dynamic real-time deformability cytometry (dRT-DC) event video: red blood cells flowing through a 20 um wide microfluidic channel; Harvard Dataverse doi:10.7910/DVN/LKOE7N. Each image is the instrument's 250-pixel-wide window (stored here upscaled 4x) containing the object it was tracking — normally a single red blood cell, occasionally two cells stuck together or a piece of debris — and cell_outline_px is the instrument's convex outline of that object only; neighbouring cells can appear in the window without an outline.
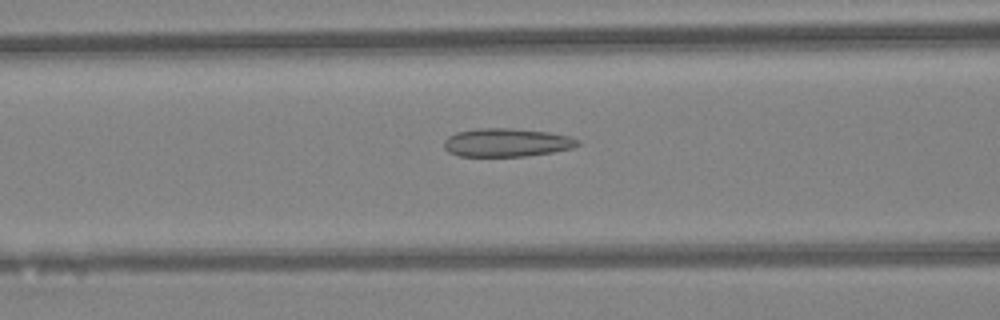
{"species": "Egyptian fruit bat (a non-hibernating species)", "species_latin": "Rousettus aegyptiacus", "temperature_condition": "warm", "stored_images_in_passage": 38, "camera_frame_rate_fps": 3000, "um_per_image_px": 0.085, "animal": {"sex": "female"}, "frame": {"image": 1, "passage_image": 15, "time_ms": 4.667, "image_size_px": [1000, 320], "cell_outline_px": [[580, 144], [572, 148], [552, 152], [528, 156], [460, 156], [448, 152], [444, 148], [444, 140], [448, 136], [456, 132], [480, 128], [512, 128], [548, 132], [568, 136], [580, 140]], "centroid_in_image_um": [43.05, 12.11], "position_along_channel_um": 123.5, "area_um2": 22.14}}
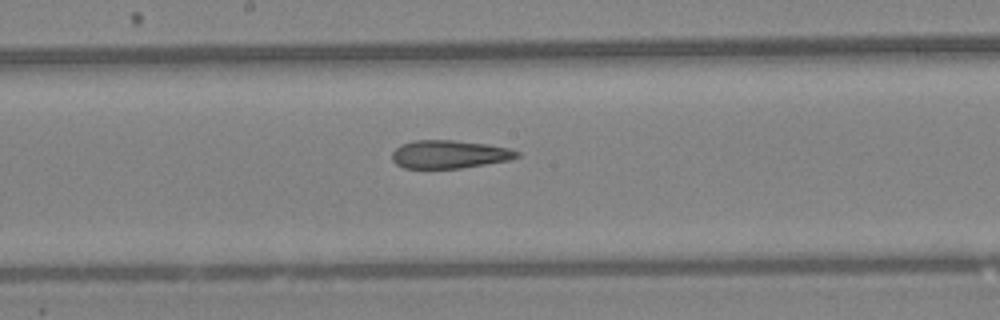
{"frame": {"image": 2, "passage_image": 21, "time_ms": 6.667, "image_size_px": [1000, 320], "cell_outline_px": [[520, 156], [508, 160], [460, 168], [404, 168], [396, 164], [392, 160], [392, 152], [400, 144], [416, 140], [452, 140], [484, 144], [512, 148], [520, 152]], "centroid_in_image_um": [38.18, 13.11], "position_along_channel_um": 210.0, "area_um2": 20.4}}
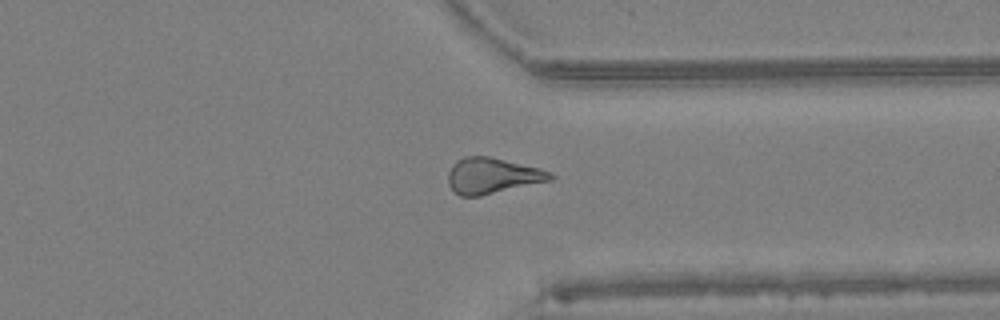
{"frame": {"image": 3, "passage_image": 32, "time_ms": 10.333, "image_size_px": [1000, 320], "cell_outline_px": [[556, 176], [552, 180], [480, 196], [460, 196], [452, 192], [448, 184], [448, 172], [452, 164], [456, 160], [464, 156], [488, 156], [540, 168], [552, 172]], "centroid_in_image_um": [41.83, 14.94], "position_along_channel_um": 369.6, "area_um2": 21.56}}